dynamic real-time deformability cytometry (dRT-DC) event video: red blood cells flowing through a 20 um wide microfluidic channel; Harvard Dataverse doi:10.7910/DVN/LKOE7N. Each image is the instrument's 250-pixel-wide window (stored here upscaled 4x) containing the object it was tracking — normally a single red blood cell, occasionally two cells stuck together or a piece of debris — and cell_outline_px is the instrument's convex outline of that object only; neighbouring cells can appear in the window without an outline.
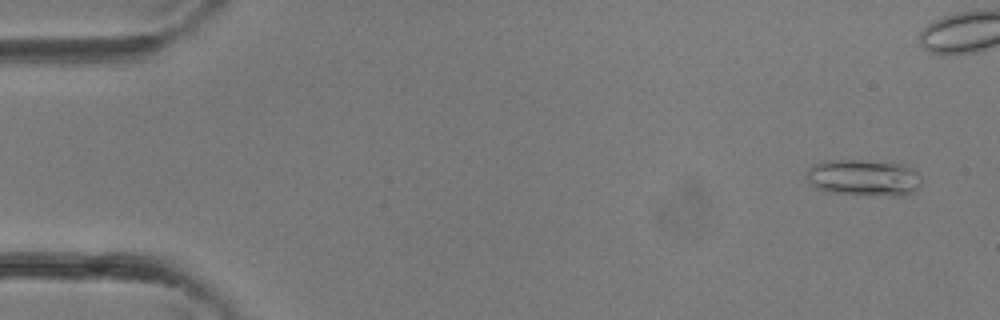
{"species": "common noctule bat (a hibernating species)", "species_latin": "Nyctalus noctula", "temperature_condition": "room temperature", "stored_images_in_passage": 11, "camera_frame_rate_fps": 3000, "um_per_image_px": 0.085, "animal": {"sex": "female"}, "frame": {"image": 1, "passage_image": 2, "time_ms": 0.333, "image_size_px": [1000, 320], "cell_outline_px": [[920, 184], [916, 192], [900, 196], [892, 196], [832, 192], [816, 188], [808, 180], [804, 172], [812, 164], [820, 160], [860, 160], [900, 164], [916, 172], [920, 176]], "centroid_in_image_um": [73.37, 15.1], "position_along_channel_um": 11.6, "area_um2": 24.39}}